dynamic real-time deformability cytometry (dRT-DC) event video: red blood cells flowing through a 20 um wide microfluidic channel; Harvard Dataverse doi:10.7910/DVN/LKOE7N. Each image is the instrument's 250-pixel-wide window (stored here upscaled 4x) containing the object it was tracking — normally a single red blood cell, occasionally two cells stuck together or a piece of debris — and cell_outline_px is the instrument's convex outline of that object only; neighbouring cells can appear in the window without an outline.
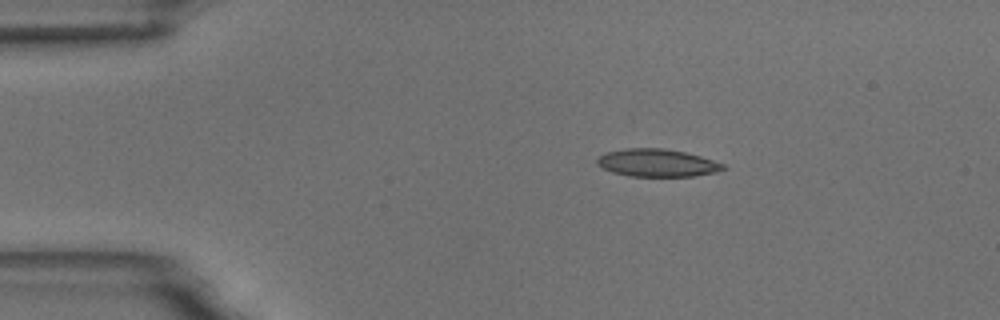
{"species": "common noctule bat (a hibernating species)", "species_latin": "Nyctalus noctula", "temperature_condition": "room temperature", "stored_images_in_passage": 4, "segment_of_instrument_passage": [1, 2], "camera_frame_rate_fps": 3000, "um_per_image_px": 0.085, "animal": {"sex": "male", "body_mass_g": 18.8}, "frame": {"image": 1, "passage_image": 1, "time_ms": 0.0, "image_size_px": [1000, 320], "cell_outline_px": [[728, 168], [716, 172], [692, 176], [628, 176], [612, 172], [596, 164], [596, 160], [600, 156], [608, 152], [624, 148], [660, 148], [684, 152], [700, 156], [724, 164]], "centroid_in_image_um": [55.85, 13.85], "position_along_channel_um": 29.1, "area_um2": 20.17}}